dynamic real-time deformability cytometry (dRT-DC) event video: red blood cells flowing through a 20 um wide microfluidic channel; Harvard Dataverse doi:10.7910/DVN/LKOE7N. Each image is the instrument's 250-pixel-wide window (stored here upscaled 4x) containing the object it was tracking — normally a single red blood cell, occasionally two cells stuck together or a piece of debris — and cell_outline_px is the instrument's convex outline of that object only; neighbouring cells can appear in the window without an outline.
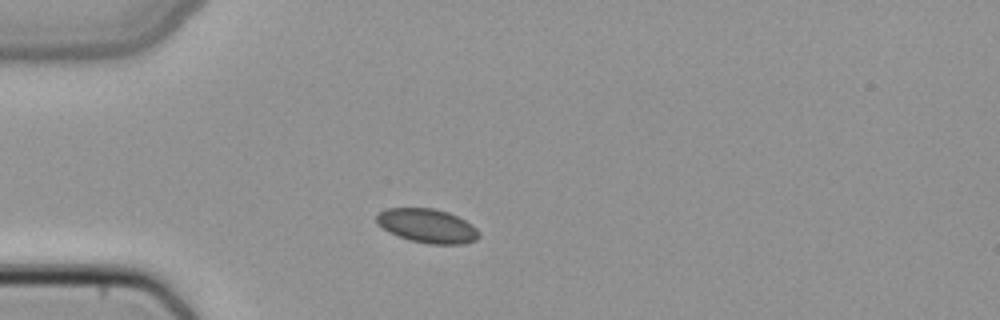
{"species": "common noctule bat (a hibernating species)", "species_latin": "Nyctalus noctula", "temperature_condition": "cold", "stored_images_in_passage": 37, "camera_frame_rate_fps": 3000, "um_per_image_px": 0.085, "animal": {"sex": "female", "body_mass_g": 22.7, "forearm_length_mm": 54.2}, "frame": {"image": 1, "passage_image": 1, "time_ms": 0.0, "image_size_px": [1000, 320], "cell_outline_px": [[480, 236], [476, 240], [464, 244], [428, 244], [408, 240], [376, 224], [376, 216], [380, 212], [388, 208], [432, 208], [448, 212], [472, 224], [480, 232]], "centroid_in_image_um": [36.35, 19.2], "position_along_channel_um": 48.7, "area_um2": 20.23}}
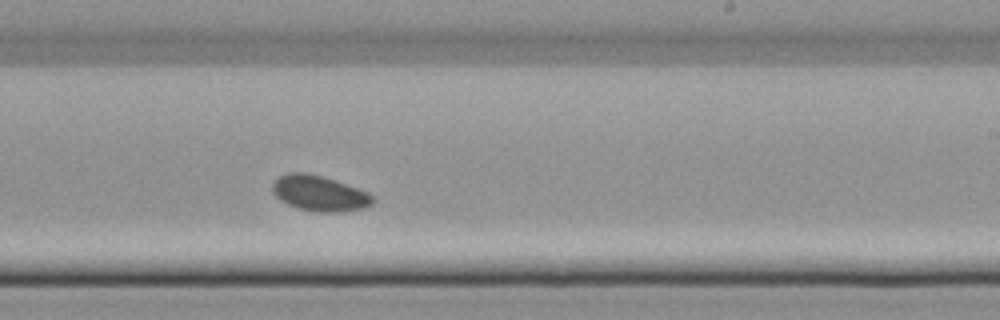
{"frame": {"image": 2, "passage_image": 18, "time_ms": 5.667, "image_size_px": [1000, 320], "cell_outline_px": [[376, 200], [372, 204], [364, 208], [336, 212], [316, 212], [296, 208], [280, 200], [272, 192], [272, 184], [280, 176], [288, 172], [304, 172], [320, 176], [368, 192]], "centroid_in_image_um": [27.13, 16.45], "position_along_channel_um": 261.9, "area_um2": 20.52}}
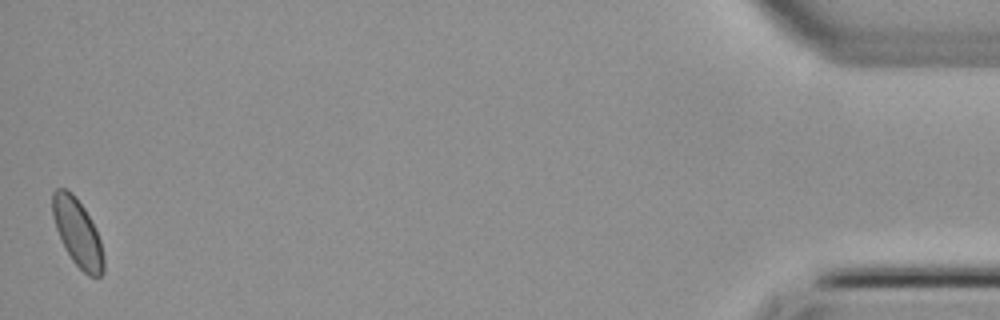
{"frame": {"image": 3, "passage_image": 37, "time_ms": 12.0, "image_size_px": [1000, 320], "cell_outline_px": [[104, 272], [100, 276], [88, 276], [72, 260], [56, 228], [52, 216], [52, 192], [56, 188], [64, 188], [72, 192], [76, 196], [84, 208], [100, 240], [104, 260]], "centroid_in_image_um": [6.58, 19.75], "position_along_channel_um": 428.6, "area_um2": 19.71}}